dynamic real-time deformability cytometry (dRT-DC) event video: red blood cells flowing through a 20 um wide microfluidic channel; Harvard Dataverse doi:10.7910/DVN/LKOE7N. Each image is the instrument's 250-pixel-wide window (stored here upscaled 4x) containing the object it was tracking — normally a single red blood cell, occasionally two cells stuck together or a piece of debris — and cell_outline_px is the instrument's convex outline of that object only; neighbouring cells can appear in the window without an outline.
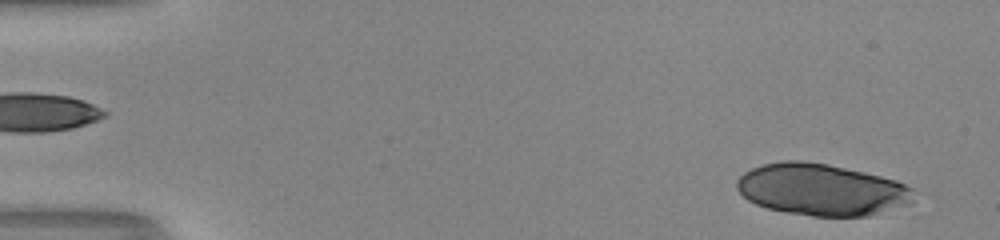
{"species": "human", "species_latin": "Homo sapiens", "temperature_condition": "room temperature", "stored_images_in_passage": 52, "camera_frame_rate_fps": 3000, "um_per_image_px": 0.085, "donor": {"sex": "male"}, "frame": {"image": 1, "passage_image": 2, "time_ms": 0.333, "image_size_px": [1000, 240], "cell_outline_px": [[912, 204], [868, 216], [812, 216], [788, 212], [768, 208], [756, 204], [748, 200], [736, 188], [736, 180], [744, 172], [752, 168], [764, 164], [784, 160], [800, 160], [828, 164], [864, 172], [896, 180], [912, 188]], "centroid_in_image_um": [69.83, 16.11], "position_along_channel_um": 15.2, "area_um2": 53.23}}
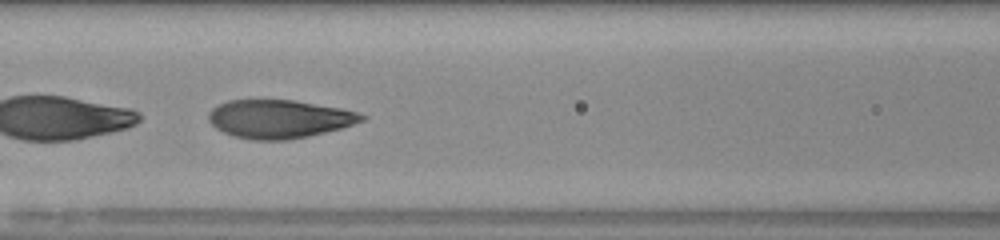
{"frame": {"image": 2, "passage_image": 23, "time_ms": 7.333, "image_size_px": [1000, 240], "cell_outline_px": [[368, 116], [364, 120], [340, 128], [308, 136], [288, 140], [252, 140], [236, 136], [224, 132], [216, 128], [208, 120], [208, 112], [212, 108], [228, 100], [292, 100], [344, 108]], "centroid_in_image_um": [23.73, 10.1], "position_along_channel_um": 142.9, "area_um2": 34.1}}
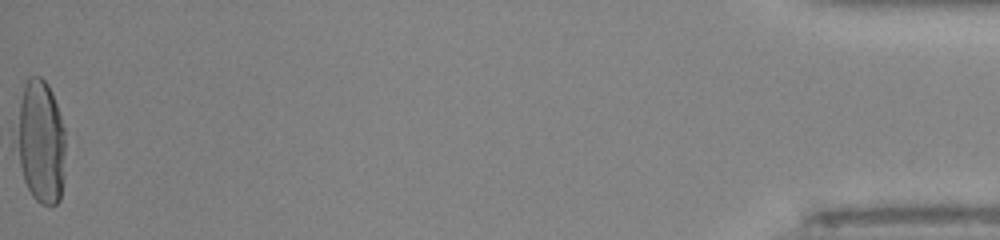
{"frame": {"image": 3, "passage_image": 52, "time_ms": 17.0, "image_size_px": [1000, 240], "cell_outline_px": [[64, 152], [60, 200], [56, 204], [40, 204], [32, 196], [24, 180], [12, 140], [12, 136], [24, 84], [28, 76], [40, 76], [48, 84], [56, 104], [64, 128]], "centroid_in_image_um": [3.39, 12.01], "position_along_channel_um": 431.8, "area_um2": 35.6}, "authors_computed_cell_mechanics": {"area_um2": 34.7089, "velocity_mm_per_s": 4.0118, "shape_relaxation_time_tau1_ms": 3.8558, "shape_relaxation_time_tau2_ms": null, "deformation_change_tau1": 0.2032, "deformation_change_tau2": null}}